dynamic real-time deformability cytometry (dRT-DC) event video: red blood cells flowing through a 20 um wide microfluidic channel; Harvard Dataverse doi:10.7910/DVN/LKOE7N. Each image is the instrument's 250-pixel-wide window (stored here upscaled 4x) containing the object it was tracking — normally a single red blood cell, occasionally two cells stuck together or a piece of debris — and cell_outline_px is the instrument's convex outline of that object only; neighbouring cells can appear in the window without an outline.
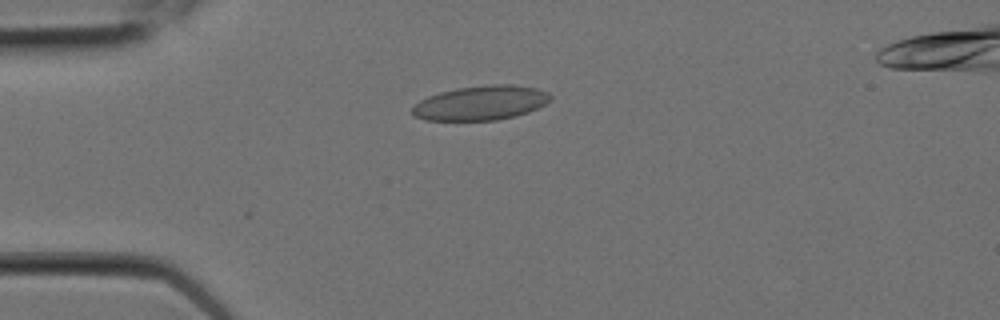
{"species": "Egyptian fruit bat (a non-hibernating species)", "species_latin": "Rousettus aegyptiacus", "temperature_condition": "room temperature", "stored_images_in_passage": 4, "camera_frame_rate_fps": 3000, "um_per_image_px": 0.085, "animal": {"sex": "female"}, "frame": {"image": 1, "passage_image": 2, "time_ms": 0.333, "image_size_px": [1000, 320], "cell_outline_px": [[552, 100], [528, 112], [516, 116], [496, 120], [424, 120], [412, 116], [412, 108], [420, 100], [428, 96], [440, 92], [456, 88], [488, 84], [512, 84], [536, 88], [548, 92], [552, 96]], "centroid_in_image_um": [40.87, 8.74], "position_along_channel_um": 44.1, "area_um2": 27.86}}
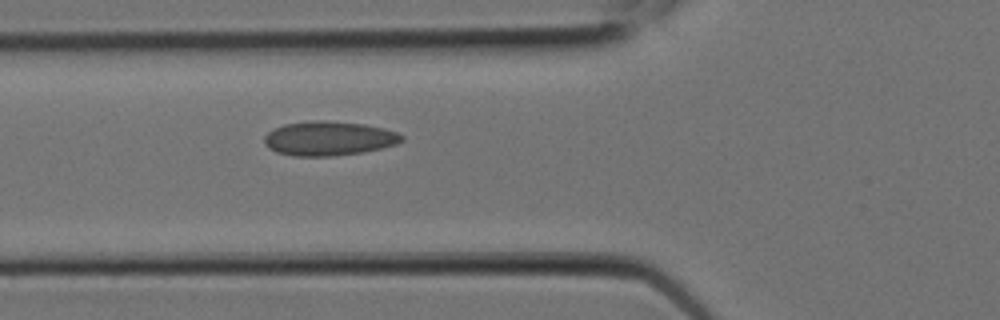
{"frame": {"image": 2, "passage_image": 4, "time_ms": 1.0, "image_size_px": [1000, 320], "cell_outline_px": [[404, 140], [396, 144], [364, 152], [332, 156], [292, 156], [276, 152], [268, 148], [264, 144], [264, 136], [268, 132], [284, 124], [316, 120], [320, 120], [364, 124], [384, 128], [396, 132], [404, 136]], "centroid_in_image_um": [27.94, 11.77], "position_along_channel_um": 97.9, "area_um2": 27.46}}